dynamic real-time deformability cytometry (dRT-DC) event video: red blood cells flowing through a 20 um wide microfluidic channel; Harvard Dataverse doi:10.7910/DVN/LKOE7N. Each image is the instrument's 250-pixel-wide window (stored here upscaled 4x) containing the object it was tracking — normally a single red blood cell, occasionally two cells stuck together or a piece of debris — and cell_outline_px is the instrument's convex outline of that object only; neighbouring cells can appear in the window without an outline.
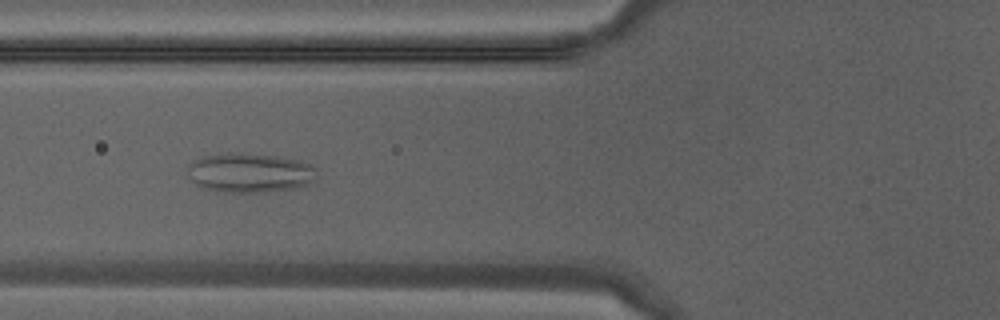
{"species": "Egyptian fruit bat (a non-hibernating species)", "species_latin": "Rousettus aegyptiacus", "temperature_condition": "warm", "stored_images_in_passage": 32, "camera_frame_rate_fps": 3000, "um_per_image_px": 0.085, "animal": {"sex": "male"}, "frame": {"image": 1, "passage_image": 10, "time_ms": 3.0, "image_size_px": [1000, 320], "cell_outline_px": [[316, 176], [308, 184], [292, 188], [260, 192], [216, 192], [200, 188], [188, 176], [188, 168], [192, 160], [204, 156], [240, 152], [276, 156], [296, 160], [308, 164], [316, 168]], "centroid_in_image_um": [21.17, 14.69], "position_along_channel_um": 104.6, "area_um2": 29.59}}